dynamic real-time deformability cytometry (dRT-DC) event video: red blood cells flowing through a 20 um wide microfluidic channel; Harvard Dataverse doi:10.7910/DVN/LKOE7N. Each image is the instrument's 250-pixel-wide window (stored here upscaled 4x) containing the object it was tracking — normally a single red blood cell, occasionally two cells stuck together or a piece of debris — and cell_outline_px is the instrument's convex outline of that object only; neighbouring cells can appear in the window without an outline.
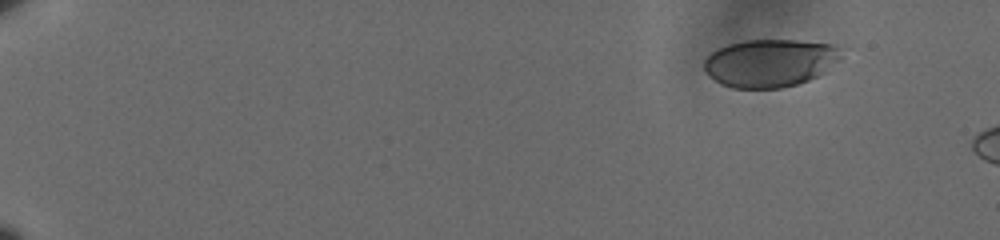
{"species": "human", "species_latin": "Homo sapiens", "temperature_condition": "cold", "stored_images_in_passage": 9, "camera_frame_rate_fps": 3000, "um_per_image_px": 0.085, "donor": {"sex": "male"}, "frame": {"image": 1, "passage_image": 1, "time_ms": 0.0, "image_size_px": [1000, 240], "cell_outline_px": [[840, 60], [824, 72], [808, 80], [796, 84], [780, 88], [732, 88], [720, 84], [708, 76], [704, 72], [704, 60], [716, 48], [728, 44], [748, 40], [796, 40], [832, 44], [836, 48], [840, 56]], "centroid_in_image_um": [65.38, 5.35], "position_along_channel_um": 19.6, "area_um2": 38.15}}